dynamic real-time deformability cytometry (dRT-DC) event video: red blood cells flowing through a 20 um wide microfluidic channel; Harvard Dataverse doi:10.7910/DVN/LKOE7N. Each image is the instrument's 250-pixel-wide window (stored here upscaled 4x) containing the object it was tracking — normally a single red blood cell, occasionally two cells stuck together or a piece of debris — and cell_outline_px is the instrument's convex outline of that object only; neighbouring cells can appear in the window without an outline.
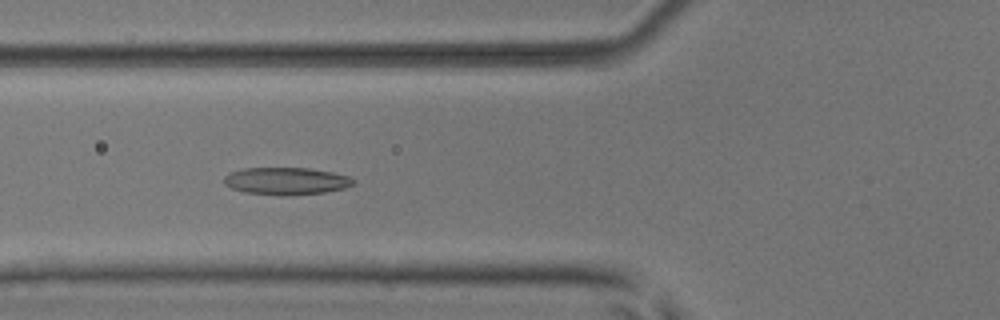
{"species": "common noctule bat (a hibernating species)", "species_latin": "Nyctalus noctula", "temperature_condition": "room temperature", "stored_images_in_passage": 52, "camera_frame_rate_fps": 3000, "um_per_image_px": 0.085, "animal": {"sex": "male", "body_mass_g": 17.9, "forearm_length_mm": 54.2}, "frame": {"image": 1, "passage_image": 20, "time_ms": 6.333, "image_size_px": [1000, 320], "cell_outline_px": [[356, 184], [344, 188], [324, 192], [288, 196], [280, 196], [244, 192], [232, 188], [224, 184], [224, 176], [232, 172], [244, 168], [308, 168], [332, 172], [348, 176], [356, 180]], "centroid_in_image_um": [24.35, 15.4], "position_along_channel_um": 101.5, "area_um2": 20.69}}
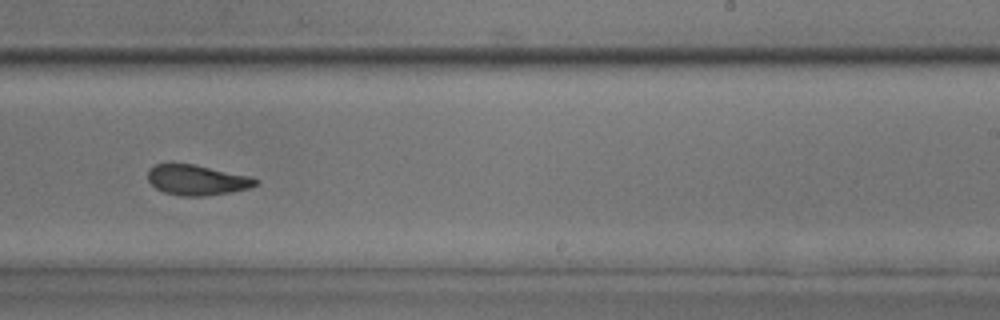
{"frame": {"image": 2, "passage_image": 33, "time_ms": 10.667, "image_size_px": [1000, 320], "cell_outline_px": [[260, 180], [256, 184], [248, 188], [228, 192], [204, 196], [180, 196], [164, 192], [156, 188], [148, 180], [148, 172], [156, 164], [192, 164], [248, 176]], "centroid_in_image_um": [16.72, 15.31], "position_along_channel_um": 272.3, "area_um2": 18.55}}
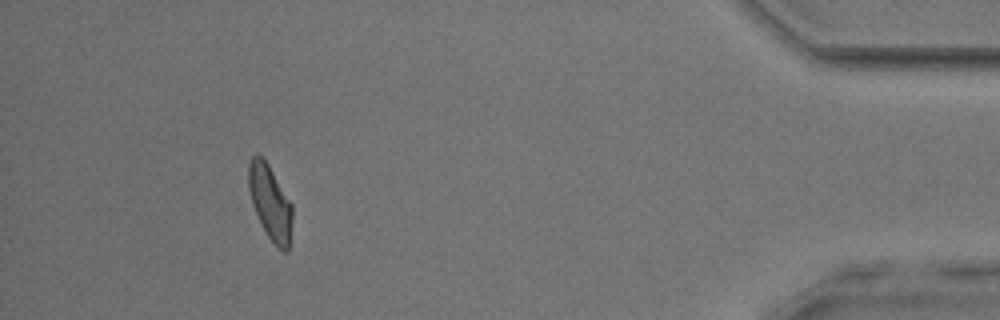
{"frame": {"image": 3, "passage_image": 48, "time_ms": 15.667, "image_size_px": [1000, 320], "cell_outline_px": [[292, 220], [288, 252], [284, 252], [268, 236], [260, 224], [252, 204], [248, 188], [248, 164], [252, 156], [256, 152], [268, 164], [292, 204]], "centroid_in_image_um": [22.95, 17.18], "position_along_channel_um": 412.3, "area_um2": 18.96}, "authors_computed_cell_mechanics": {"area_um2": 19.8832, "velocity_mm_per_s": 3.9509, "shape_relaxation_time_tau1_ms": 7.4102, "shape_relaxation_time_tau2_ms": 2.5862, "deformation_change_tau1": 0.2073, "deformation_change_tau2": 0.1032}}